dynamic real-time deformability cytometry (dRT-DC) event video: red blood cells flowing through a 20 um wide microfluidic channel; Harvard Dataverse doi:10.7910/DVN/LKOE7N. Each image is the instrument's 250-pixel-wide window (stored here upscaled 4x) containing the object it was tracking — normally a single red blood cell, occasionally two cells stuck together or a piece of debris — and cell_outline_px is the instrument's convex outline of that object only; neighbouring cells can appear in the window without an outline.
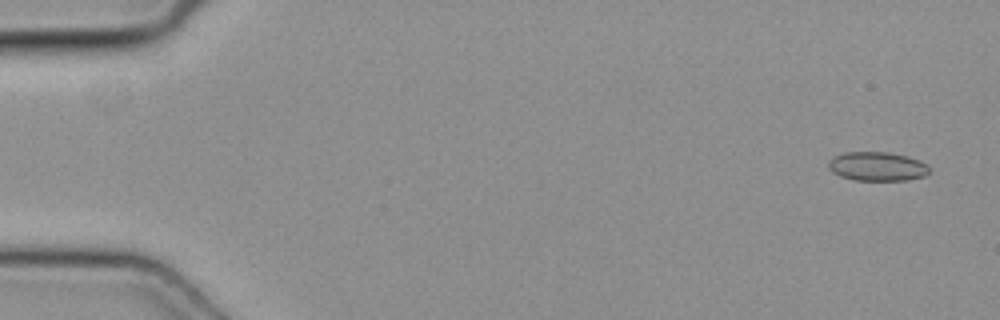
{"species": "common noctule bat (a hibernating species)", "species_latin": "Nyctalus noctula", "temperature_condition": "cold", "stored_images_in_passage": 13, "camera_frame_rate_fps": 3000, "um_per_image_px": 0.085, "animal": {"sex": "female", "body_mass_g": 19.3, "forearm_length_mm": 54.1}, "frame": {"image": 1, "passage_image": 1, "time_ms": 0.0, "image_size_px": [1000, 320], "cell_outline_px": [[928, 172], [924, 176], [908, 180], [856, 180], [840, 176], [832, 172], [828, 168], [828, 160], [832, 156], [844, 152], [888, 152], [908, 156], [920, 160], [928, 164]], "centroid_in_image_um": [74.54, 14.13], "position_along_channel_um": 10.5, "area_um2": 17.22}}